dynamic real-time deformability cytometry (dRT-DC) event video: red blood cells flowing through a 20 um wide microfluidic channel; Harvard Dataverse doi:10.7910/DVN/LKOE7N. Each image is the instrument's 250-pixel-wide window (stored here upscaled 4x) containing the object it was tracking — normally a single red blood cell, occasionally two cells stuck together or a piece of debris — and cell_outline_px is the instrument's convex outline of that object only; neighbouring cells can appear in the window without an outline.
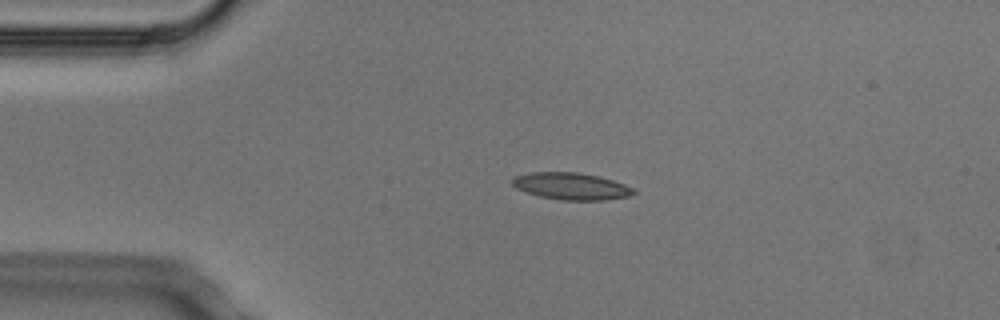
{"species": "Egyptian fruit bat (a non-hibernating species)", "species_latin": "Rousettus aegyptiacus", "temperature_condition": "cold", "stored_images_in_passage": 3, "camera_frame_rate_fps": 3000, "um_per_image_px": 0.085, "animal": {"sex": "male"}, "frame": {"image": 1, "passage_image": 2, "time_ms": 0.333, "image_size_px": [1000, 320], "cell_outline_px": [[636, 192], [628, 196], [604, 200], [560, 200], [540, 196], [516, 188], [512, 184], [512, 180], [516, 176], [532, 172], [576, 172], [596, 176], [612, 180], [624, 184], [632, 188]], "centroid_in_image_um": [48.54, 15.83], "position_along_channel_um": 36.5, "area_um2": 18.73}}